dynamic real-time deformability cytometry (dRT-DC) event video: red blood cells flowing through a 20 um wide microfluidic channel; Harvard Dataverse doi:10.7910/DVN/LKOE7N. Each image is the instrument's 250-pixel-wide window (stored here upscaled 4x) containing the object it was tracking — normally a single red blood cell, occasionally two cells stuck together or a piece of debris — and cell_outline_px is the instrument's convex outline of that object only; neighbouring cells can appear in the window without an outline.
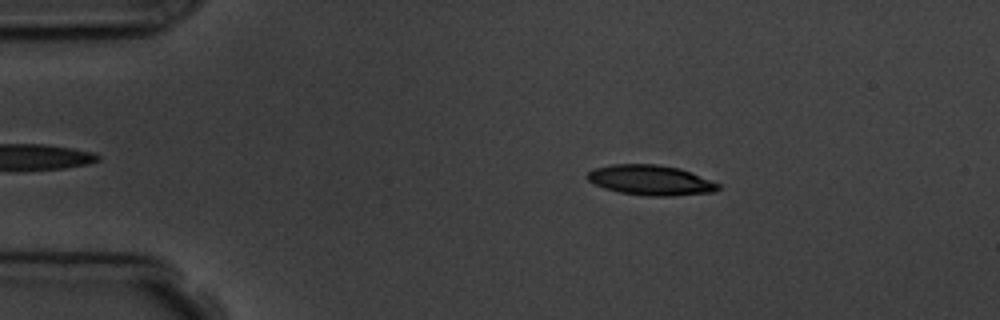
{"species": "common noctule bat (a hibernating species)", "species_latin": "Nyctalus noctula", "temperature_condition": "room temperature", "stored_images_in_passage": 3, "camera_frame_rate_fps": 3000, "um_per_image_px": 0.085, "animal": {"sex": "male", "body_mass_g": 19.5, "forearm_length_mm": 54.6}, "frame": {"image": 1, "passage_image": 2, "time_ms": 1.0, "image_size_px": [1000, 320], "cell_outline_px": [[720, 188], [712, 192], [672, 196], [644, 196], [620, 192], [604, 188], [588, 180], [584, 176], [588, 172], [596, 168], [612, 164], [656, 164], [680, 168], [720, 184]], "centroid_in_image_um": [55.28, 15.31], "position_along_channel_um": 29.7, "area_um2": 22.89}}